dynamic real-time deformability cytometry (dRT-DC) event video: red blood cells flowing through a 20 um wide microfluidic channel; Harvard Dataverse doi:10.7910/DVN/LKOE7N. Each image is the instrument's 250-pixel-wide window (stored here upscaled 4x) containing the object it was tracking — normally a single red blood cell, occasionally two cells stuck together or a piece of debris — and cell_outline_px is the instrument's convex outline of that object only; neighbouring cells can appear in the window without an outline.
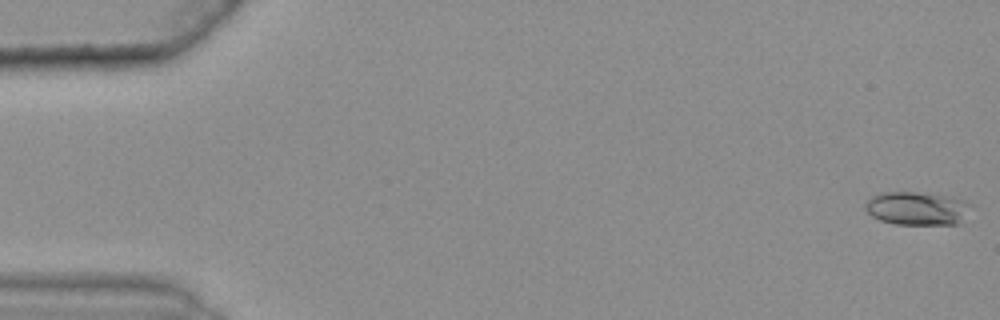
{"species": "common noctule bat (a hibernating species)", "species_latin": "Nyctalus noctula", "temperature_condition": "warm", "stored_images_in_passage": 48, "camera_frame_rate_fps": 3000, "um_per_image_px": 0.085, "animal": {"sex": "female", "body_mass_g": 25.1}, "frame": {"image": 1, "passage_image": 1, "time_ms": 0.0, "image_size_px": [1000, 320], "cell_outline_px": [[972, 204], [956, 224], [896, 224], [880, 220], [872, 216], [864, 208], [864, 204], [872, 196], [880, 192], [916, 192], [952, 196], [964, 200]], "centroid_in_image_um": [77.9, 17.69], "position_along_channel_um": 7.1, "area_um2": 20.35}}
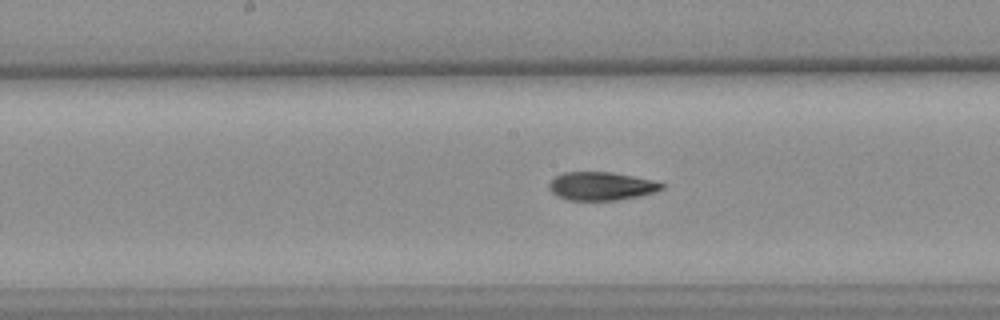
{"frame": {"image": 2, "passage_image": 29, "time_ms": 9.333, "image_size_px": [1000, 320], "cell_outline_px": [[664, 188], [656, 192], [640, 196], [616, 200], [568, 200], [556, 196], [548, 188], [548, 184], [556, 176], [564, 172], [612, 172], [652, 180], [664, 184]], "centroid_in_image_um": [51.1, 15.82], "position_along_channel_um": 197.1, "area_um2": 18.61}}
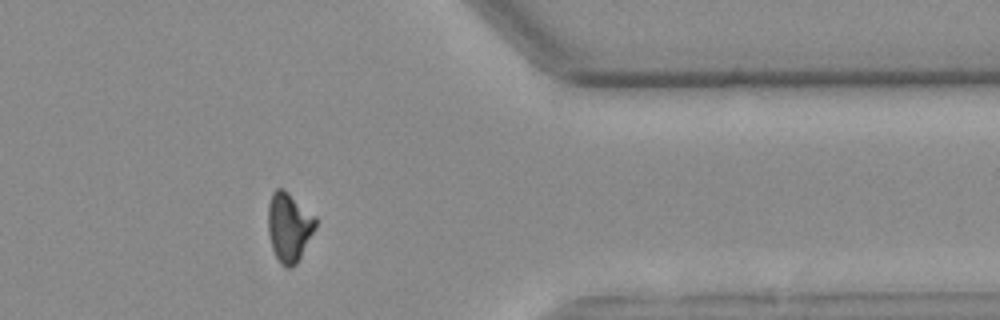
{"frame": {"image": 3, "passage_image": 46, "time_ms": 15.0, "image_size_px": [1000, 320], "cell_outline_px": [[316, 228], [296, 264], [292, 268], [284, 268], [280, 264], [272, 248], [268, 232], [268, 204], [272, 192], [276, 188], [284, 188], [316, 216]], "centroid_in_image_um": [24.56, 19.29], "position_along_channel_um": 386.8, "area_um2": 19.36}, "authors_computed_cell_mechanics": {"area_um2": 19.074, "velocity_mm_per_s": 3.6301, "shape_relaxation_time_tau1_ms": 6.8577, "shape_relaxation_time_tau2_ms": 1.7018, "deformation_change_tau1": 0.176, "deformation_change_tau2": 0.073}}